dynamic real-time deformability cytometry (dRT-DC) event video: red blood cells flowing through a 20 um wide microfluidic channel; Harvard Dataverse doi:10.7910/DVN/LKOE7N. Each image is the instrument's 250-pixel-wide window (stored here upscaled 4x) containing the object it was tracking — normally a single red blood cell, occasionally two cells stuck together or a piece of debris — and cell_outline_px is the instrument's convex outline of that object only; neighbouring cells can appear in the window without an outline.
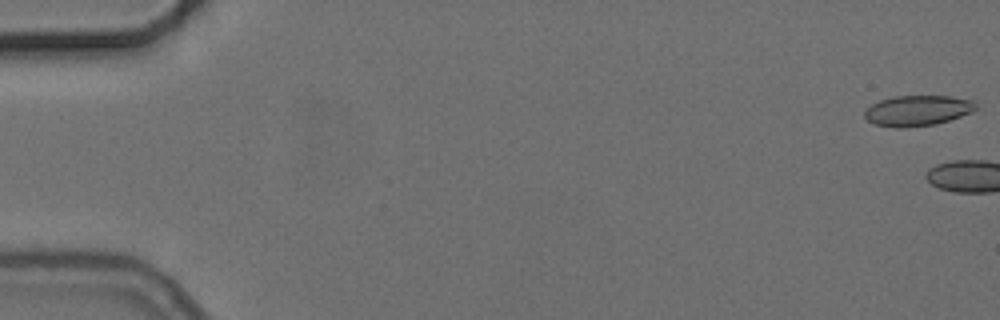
{"species": "common noctule bat (a hibernating species)", "species_latin": "Nyctalus noctula", "temperature_condition": "cold", "stored_images_in_passage": 3, "camera_frame_rate_fps": 3000, "um_per_image_px": 0.085, "animal": {"sex": "female", "body_mass_g": 24.6, "forearm_length_mm": 56.2}, "frame": {"image": 1, "passage_image": 1, "time_ms": 0.0, "image_size_px": [1000, 320], "cell_outline_px": [[976, 108], [972, 112], [936, 124], [900, 128], [896, 128], [876, 124], [868, 120], [864, 116], [864, 112], [872, 104], [880, 100], [896, 96], [952, 96], [972, 100], [976, 104]], "centroid_in_image_um": [77.99, 9.39], "position_along_channel_um": 7.0, "area_um2": 19.59}}